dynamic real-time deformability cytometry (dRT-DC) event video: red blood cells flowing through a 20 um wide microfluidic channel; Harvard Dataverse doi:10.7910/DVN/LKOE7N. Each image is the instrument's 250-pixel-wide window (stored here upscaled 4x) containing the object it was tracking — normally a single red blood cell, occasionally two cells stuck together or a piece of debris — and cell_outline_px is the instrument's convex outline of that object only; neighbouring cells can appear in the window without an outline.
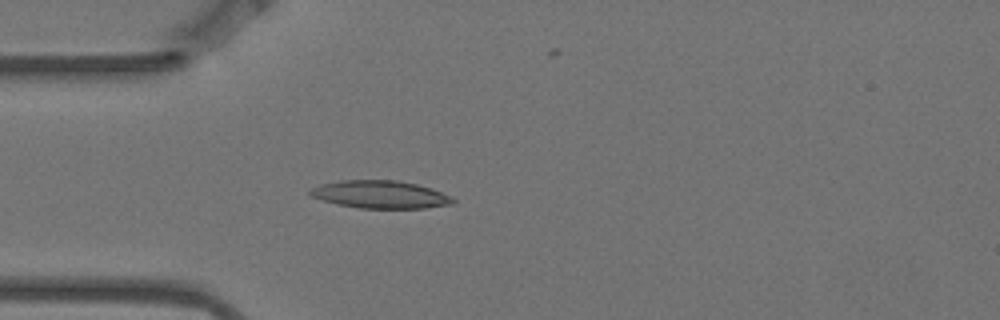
{"species": "Egyptian fruit bat (a non-hibernating species)", "species_latin": "Rousettus aegyptiacus", "temperature_condition": "warm", "stored_images_in_passage": 5, "camera_frame_rate_fps": 3000, "um_per_image_px": 0.085, "animal": {"sex": "female"}, "frame": {"image": 1, "passage_image": 5, "time_ms": 1.333, "image_size_px": [1000, 320], "cell_outline_px": [[456, 204], [424, 208], [360, 208], [336, 204], [308, 196], [308, 188], [320, 184], [340, 180], [396, 180], [416, 184], [432, 188], [452, 196], [456, 200]], "centroid_in_image_um": [32.31, 16.53], "position_along_channel_um": 52.7, "area_um2": 23.47}}